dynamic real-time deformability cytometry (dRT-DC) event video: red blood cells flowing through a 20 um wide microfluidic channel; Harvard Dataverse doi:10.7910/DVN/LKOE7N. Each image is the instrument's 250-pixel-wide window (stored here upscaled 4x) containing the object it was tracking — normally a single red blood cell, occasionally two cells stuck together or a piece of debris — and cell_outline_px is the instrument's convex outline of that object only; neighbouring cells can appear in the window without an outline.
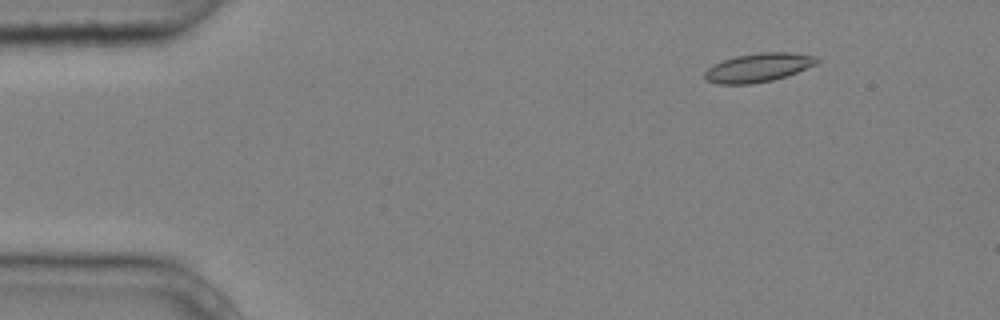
{"species": "common noctule bat (a hibernating species)", "species_latin": "Nyctalus noctula", "temperature_condition": "cold", "stored_images_in_passage": 4, "camera_frame_rate_fps": 3000, "um_per_image_px": 0.085, "animal": {"sex": "male", "body_mass_g": 20.4}, "frame": {"image": 1, "passage_image": 2, "time_ms": 0.333, "image_size_px": [1000, 320], "cell_outline_px": [[820, 60], [816, 64], [796, 72], [772, 80], [752, 84], [716, 84], [708, 80], [704, 76], [704, 72], [708, 68], [724, 60], [736, 56], [760, 52], [788, 52], [816, 56]], "centroid_in_image_um": [64.46, 5.74], "position_along_channel_um": 20.5, "area_um2": 18.55}}
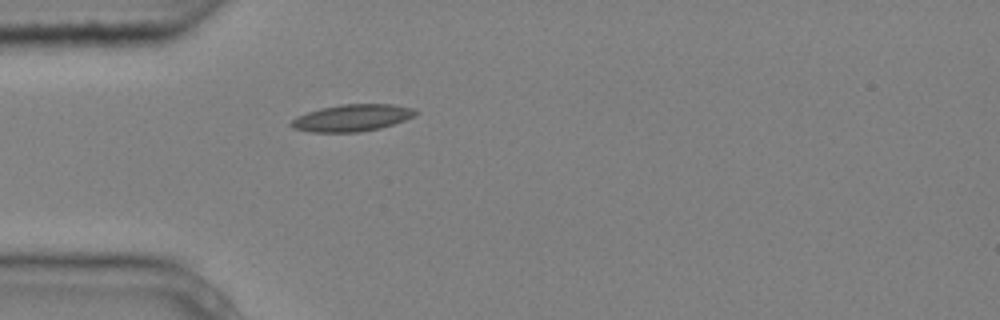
{"frame": {"image": 2, "passage_image": 4, "time_ms": 1.0, "image_size_px": [1000, 320], "cell_outline_px": [[420, 112], [416, 116], [380, 128], [360, 132], [312, 132], [292, 128], [288, 124], [296, 116], [320, 108], [340, 104], [392, 104], [412, 108]], "centroid_in_image_um": [29.92, 10.01], "position_along_channel_um": 55.1, "area_um2": 19.59}}